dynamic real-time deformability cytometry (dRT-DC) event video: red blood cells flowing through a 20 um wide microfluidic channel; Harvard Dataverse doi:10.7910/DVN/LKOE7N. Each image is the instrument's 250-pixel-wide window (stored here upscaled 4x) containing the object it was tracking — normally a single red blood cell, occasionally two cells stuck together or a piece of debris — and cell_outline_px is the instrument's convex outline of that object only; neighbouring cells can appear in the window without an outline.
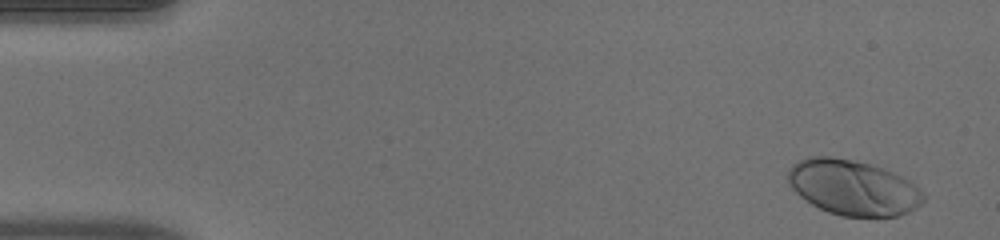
{"species": "human", "species_latin": "Homo sapiens", "temperature_condition": "warm", "stored_images_in_passage": 51, "camera_frame_rate_fps": 3000, "um_per_image_px": 0.085, "donor": {"sex": "male"}, "frame": {"image": 1, "passage_image": 3, "time_ms": 0.667, "image_size_px": [1000, 240], "cell_outline_px": [[928, 196], [916, 208], [900, 216], [840, 216], [828, 212], [812, 204], [800, 196], [788, 184], [788, 168], [792, 164], [808, 156], [832, 156], [856, 160], [872, 164], [884, 168], [916, 184]], "centroid_in_image_um": [72.53, 15.93], "position_along_channel_um": 12.5, "area_um2": 44.04}}
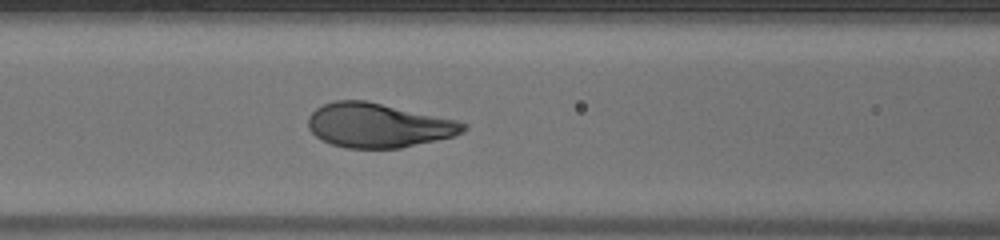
{"frame": {"image": 2, "passage_image": 22, "time_ms": 7.0, "image_size_px": [1000, 240], "cell_outline_px": [[468, 128], [464, 132], [452, 136], [436, 140], [400, 148], [344, 148], [332, 144], [316, 136], [308, 128], [308, 116], [316, 108], [332, 100], [364, 100], [456, 120], [468, 124]], "centroid_in_image_um": [32.14, 10.65], "position_along_channel_um": 134.5, "area_um2": 39.82}}
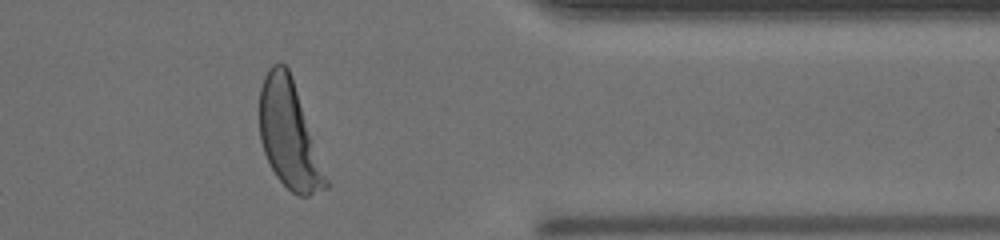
{"frame": {"image": 3, "passage_image": 42, "time_ms": 13.667, "image_size_px": [1000, 240], "cell_outline_px": [[328, 188], [308, 196], [300, 196], [292, 192], [276, 176], [264, 152], [260, 140], [260, 88], [264, 76], [268, 68], [272, 64], [284, 64], [288, 68], [292, 76], [328, 180]], "centroid_in_image_um": [24.56, 11.45], "position_along_channel_um": 386.8, "area_um2": 40.81}, "authors_computed_cell_mechanics": {"area_um2": 41.2114, "velocity_mm_per_s": 4.0069, "shape_relaxation_time_tau1_ms": 2.178, "shape_relaxation_time_tau2_ms": null, "deformation_change_tau1": 0.1798, "deformation_change_tau2": null}}